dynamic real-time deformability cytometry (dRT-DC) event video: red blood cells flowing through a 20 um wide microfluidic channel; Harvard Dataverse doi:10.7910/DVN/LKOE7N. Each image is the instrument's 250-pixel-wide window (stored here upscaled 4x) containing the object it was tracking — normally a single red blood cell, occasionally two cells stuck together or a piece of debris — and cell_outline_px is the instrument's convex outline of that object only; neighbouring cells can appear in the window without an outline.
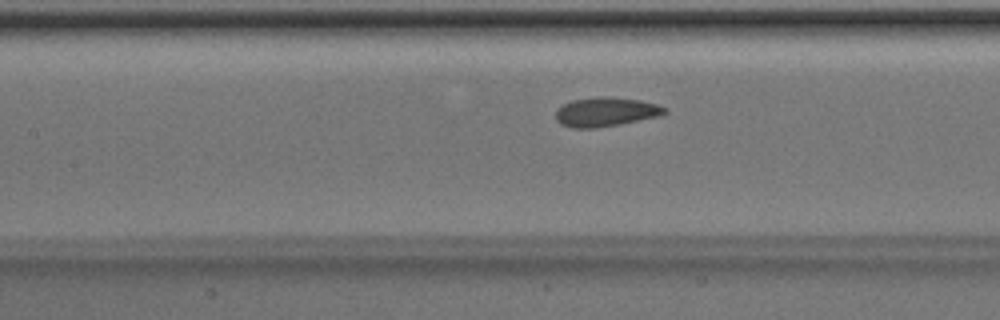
{"species": "Egyptian fruit bat (a non-hibernating species)", "species_latin": "Rousettus aegyptiacus", "temperature_condition": "room temperature", "stored_images_in_passage": 38, "camera_frame_rate_fps": 3000, "um_per_image_px": 0.085, "animal": {"sex": "male"}, "frame": {"image": 1, "passage_image": 16, "time_ms": 5.0, "image_size_px": [1000, 320], "cell_outline_px": [[668, 112], [660, 116], [620, 124], [596, 128], [572, 128], [560, 124], [556, 120], [556, 108], [560, 104], [572, 100], [596, 96], [608, 96], [640, 100], [656, 104], [668, 108]], "centroid_in_image_um": [51.47, 9.5], "position_along_channel_um": 155.9, "area_um2": 18.9}}
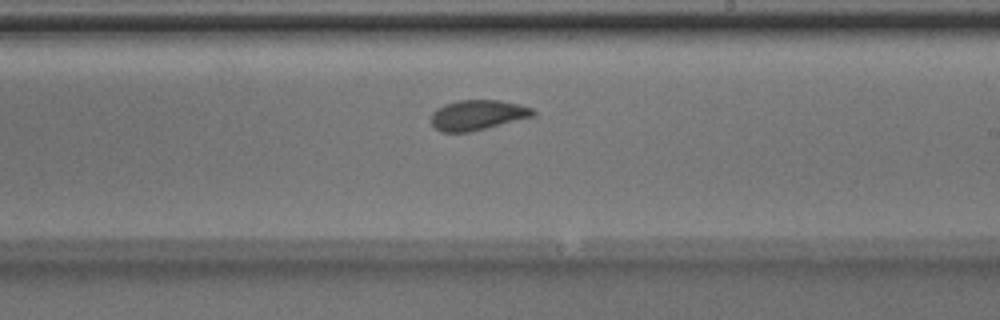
{"frame": {"image": 2, "passage_image": 23, "time_ms": 7.333, "image_size_px": [1000, 320], "cell_outline_px": [[536, 112], [532, 116], [488, 128], [472, 132], [440, 132], [432, 124], [432, 112], [436, 108], [444, 104], [456, 100], [500, 100], [520, 104], [532, 108]], "centroid_in_image_um": [40.57, 9.77], "position_along_channel_um": 248.4, "area_um2": 17.98}}
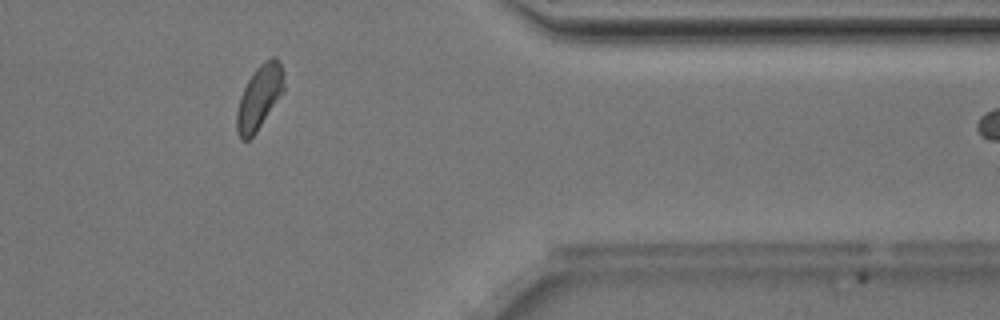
{"frame": {"image": 3, "passage_image": 35, "time_ms": 11.333, "image_size_px": [1000, 320], "cell_outline_px": [[284, 92], [256, 132], [248, 140], [240, 140], [236, 132], [236, 112], [240, 96], [248, 80], [256, 68], [264, 60], [272, 56], [276, 56], [280, 60], [284, 84]], "centroid_in_image_um": [22.03, 8.27], "position_along_channel_um": 389.4, "area_um2": 17.74}}